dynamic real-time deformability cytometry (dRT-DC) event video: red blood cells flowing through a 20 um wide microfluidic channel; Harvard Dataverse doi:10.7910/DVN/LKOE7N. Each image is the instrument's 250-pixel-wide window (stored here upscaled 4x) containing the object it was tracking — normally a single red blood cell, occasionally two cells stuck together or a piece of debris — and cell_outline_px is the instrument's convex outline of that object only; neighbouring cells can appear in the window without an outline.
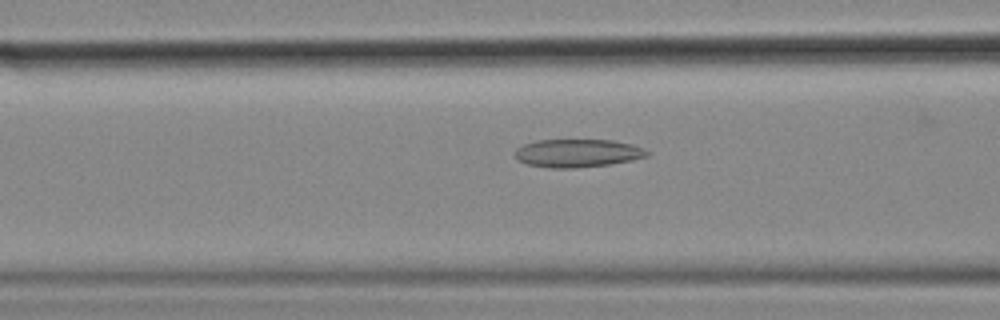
{"species": "common noctule bat (a hibernating species)", "species_latin": "Nyctalus noctula", "temperature_condition": "cold", "stored_images_in_passage": 31, "camera_frame_rate_fps": 3000, "um_per_image_px": 0.085, "animal": {"sex": "female", "body_mass_g": 18.4}, "frame": {"image": 1, "passage_image": 6, "time_ms": 1.667, "image_size_px": [1000, 320], "cell_outline_px": [[652, 152], [648, 156], [632, 160], [608, 164], [576, 168], [552, 168], [528, 164], [520, 160], [516, 156], [516, 148], [524, 144], [536, 140], [612, 140], [632, 144], [644, 148]], "centroid_in_image_um": [49.14, 13.01], "position_along_channel_um": 117.5, "area_um2": 21.56}}
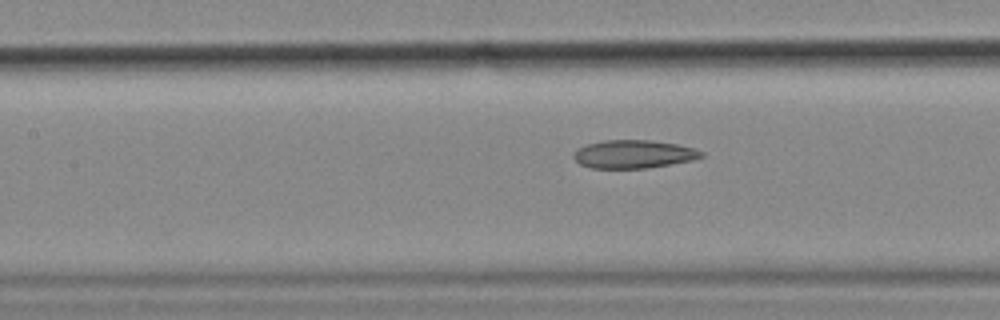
{"frame": {"image": 2, "passage_image": 9, "time_ms": 2.667, "image_size_px": [1000, 320], "cell_outline_px": [[704, 156], [692, 160], [644, 168], [592, 168], [580, 164], [572, 156], [572, 152], [576, 148], [588, 144], [604, 140], [652, 140], [676, 144], [696, 148], [704, 152]], "centroid_in_image_um": [53.84, 13.09], "position_along_channel_um": 153.6, "area_um2": 20.98}}
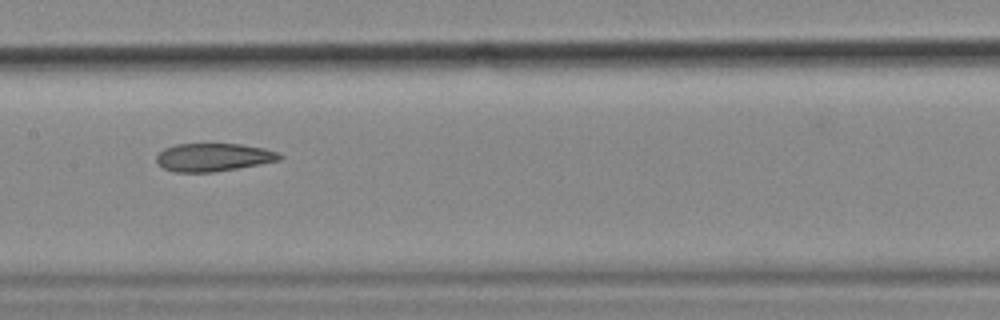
{"frame": {"image": 3, "passage_image": 12, "time_ms": 3.667, "image_size_px": [1000, 320], "cell_outline_px": [[284, 156], [280, 160], [260, 164], [216, 172], [176, 172], [164, 168], [156, 164], [156, 156], [164, 148], [176, 144], [240, 144], [264, 148], [280, 152]], "centroid_in_image_um": [18.15, 13.37], "position_along_channel_um": 189.2, "area_um2": 20.29}, "authors_computed_cell_mechanics": {"area_um2": 20.9814, "velocity_mm_per_s": 3.5866, "shape_relaxation_time_tau1_ms": null, "shape_relaxation_time_tau2_ms": 4.3111, "deformation_change_tau1": null, "deformation_change_tau2": 0.1193}}